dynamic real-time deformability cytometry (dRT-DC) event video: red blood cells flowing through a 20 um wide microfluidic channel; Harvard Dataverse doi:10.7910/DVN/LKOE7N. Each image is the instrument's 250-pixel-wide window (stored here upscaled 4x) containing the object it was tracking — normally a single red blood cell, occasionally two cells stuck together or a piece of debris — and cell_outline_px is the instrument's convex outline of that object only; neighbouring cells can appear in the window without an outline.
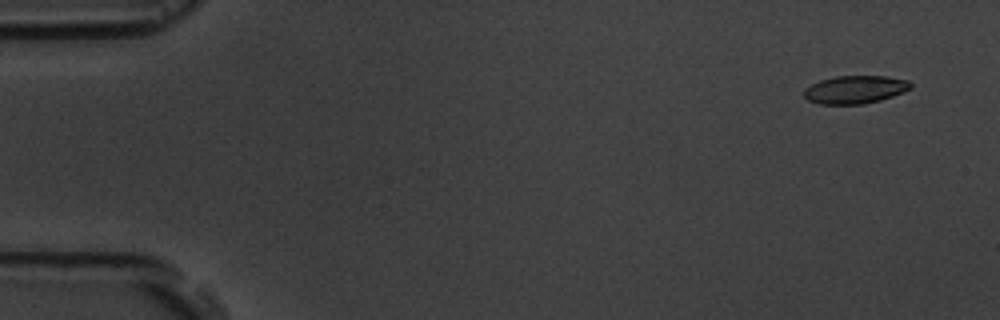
{"species": "common noctule bat (a hibernating species)", "species_latin": "Nyctalus noctula", "temperature_condition": "room temperature", "stored_images_in_passage": 6, "camera_frame_rate_fps": 3000, "um_per_image_px": 0.085, "animal": {"sex": "male", "body_mass_g": 19.5, "forearm_length_mm": 54.6}, "frame": {"image": 1, "passage_image": 1, "time_ms": 0.0, "image_size_px": [1000, 320], "cell_outline_px": [[912, 88], [892, 96], [880, 100], [860, 104], [820, 104], [808, 100], [804, 96], [804, 88], [820, 80], [836, 76], [884, 76], [908, 80], [912, 84]], "centroid_in_image_um": [72.67, 7.61], "position_along_channel_um": 12.3, "area_um2": 17.28}}
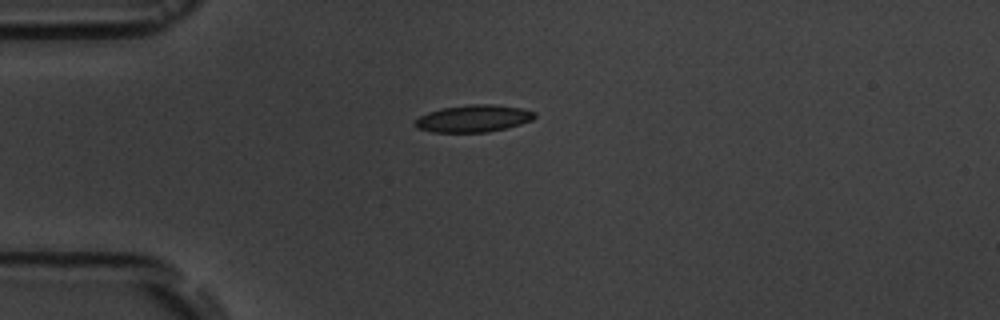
{"frame": {"image": 2, "passage_image": 4, "time_ms": 3.667, "image_size_px": [1000, 320], "cell_outline_px": [[536, 116], [532, 120], [508, 128], [488, 132], [432, 132], [416, 128], [416, 120], [420, 116], [428, 112], [440, 108], [468, 104], [492, 104], [524, 108], [536, 112]], "centroid_in_image_um": [40.28, 10.06], "position_along_channel_um": 44.7, "area_um2": 19.07}}
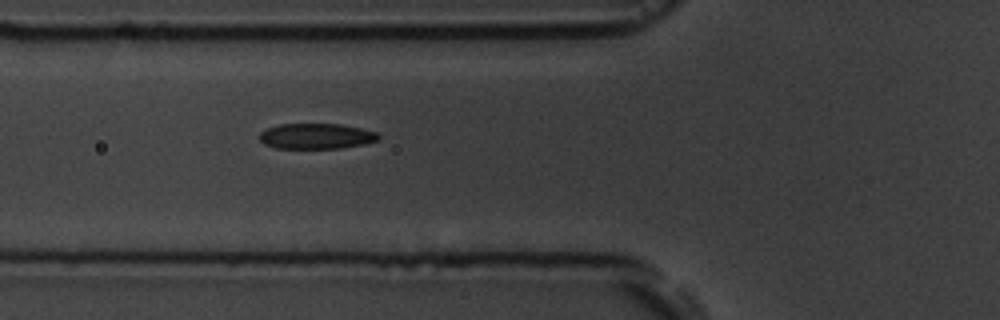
{"frame": {"image": 3, "passage_image": 6, "time_ms": 5.667, "image_size_px": [1000, 320], "cell_outline_px": [[380, 140], [364, 144], [340, 148], [276, 148], [264, 144], [260, 140], [260, 132], [268, 128], [280, 124], [340, 124], [360, 128], [376, 132], [380, 136]], "centroid_in_image_um": [26.9, 11.57], "position_along_channel_um": 98.9, "area_um2": 17.63}}